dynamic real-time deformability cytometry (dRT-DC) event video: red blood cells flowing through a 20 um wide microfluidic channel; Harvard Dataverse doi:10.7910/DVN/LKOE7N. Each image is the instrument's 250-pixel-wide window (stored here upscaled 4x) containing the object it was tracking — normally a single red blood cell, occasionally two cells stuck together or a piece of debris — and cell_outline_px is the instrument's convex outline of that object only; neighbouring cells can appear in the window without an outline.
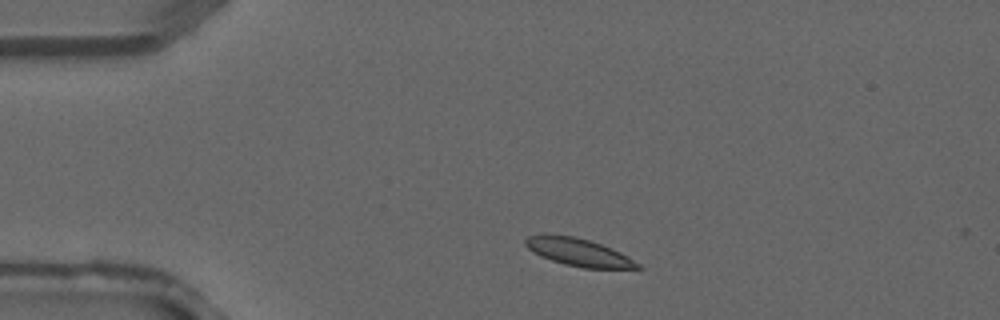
{"species": "common noctule bat (a hibernating species)", "species_latin": "Nyctalus noctula", "temperature_condition": "warm", "stored_images_in_passage": 3, "camera_frame_rate_fps": 3000, "um_per_image_px": 0.085, "animal": {"sex": "male", "forearm_length_mm": 52.5}, "frame": {"image": 1, "passage_image": 1, "time_ms": 0.0, "image_size_px": [1000, 320], "cell_outline_px": [[644, 268], [584, 268], [564, 264], [540, 256], [528, 248], [524, 244], [524, 240], [528, 236], [544, 232], [576, 236], [600, 244], [620, 252], [628, 256], [640, 264]], "centroid_in_image_um": [49.12, 21.4], "position_along_channel_um": 35.9, "area_um2": 18.26}}